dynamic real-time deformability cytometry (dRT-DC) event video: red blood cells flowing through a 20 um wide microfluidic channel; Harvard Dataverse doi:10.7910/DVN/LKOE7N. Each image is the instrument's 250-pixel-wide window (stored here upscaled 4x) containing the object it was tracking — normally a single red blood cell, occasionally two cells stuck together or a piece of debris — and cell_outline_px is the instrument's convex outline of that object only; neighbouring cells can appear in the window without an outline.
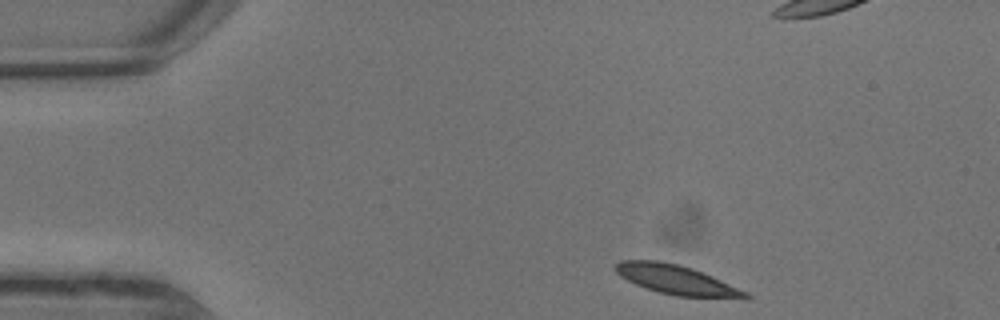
{"species": "common noctule bat (a hibernating species)", "species_latin": "Nyctalus noctula", "temperature_condition": "warm", "stored_images_in_passage": 7, "segment_of_instrument_passage": [1, 2], "camera_frame_rate_fps": 3000, "um_per_image_px": 0.085, "animal": {"sex": "male", "body_mass_g": 13.3}, "frame": {"image": 1, "passage_image": 1, "time_ms": 0.0, "image_size_px": [1000, 320], "cell_outline_px": [[752, 296], [748, 300], [744, 300], [676, 296], [660, 292], [636, 284], [620, 276], [612, 268], [620, 260], [660, 260], [692, 268], [712, 276], [748, 292]], "centroid_in_image_um": [57.58, 23.81], "position_along_channel_um": 27.4, "area_um2": 22.6}}
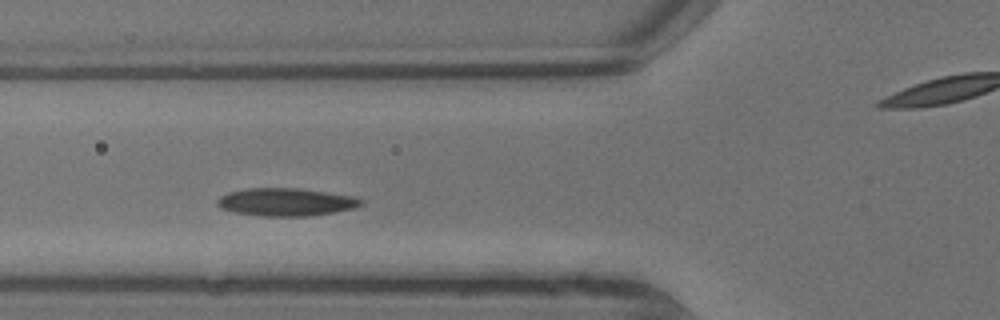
{"frame": {"image": 2, "passage_image": 5, "time_ms": 1.333, "image_size_px": [1000, 320], "cell_outline_px": [[364, 204], [352, 208], [336, 212], [308, 216], [264, 216], [232, 212], [220, 208], [216, 204], [216, 200], [220, 196], [228, 192], [248, 188], [300, 188], [356, 196], [364, 200]], "centroid_in_image_um": [24.31, 17.17], "position_along_channel_um": 101.5, "area_um2": 23.58}}
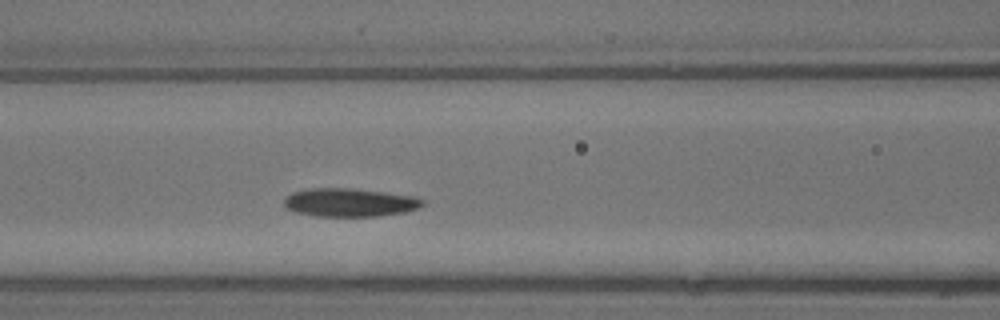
{"frame": {"image": 3, "passage_image": 6, "time_ms": 1.667, "image_size_px": [1000, 320], "cell_outline_px": [[424, 204], [416, 208], [404, 212], [380, 216], [316, 216], [296, 212], [288, 208], [284, 204], [284, 200], [292, 192], [308, 188], [356, 188], [416, 196], [424, 200]], "centroid_in_image_um": [29.74, 17.2], "position_along_channel_um": 136.9, "area_um2": 22.95}}